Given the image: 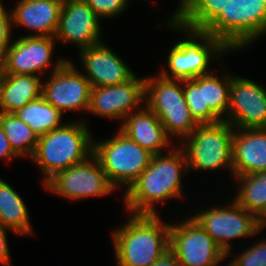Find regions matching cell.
I'll return each instance as SVG.
<instances>
[{"label":"cell","instance_id":"4316f807","mask_svg":"<svg viewBox=\"0 0 266 266\" xmlns=\"http://www.w3.org/2000/svg\"><path fill=\"white\" fill-rule=\"evenodd\" d=\"M218 77L215 73L203 75L204 108H210L222 121L228 122L231 73Z\"/></svg>","mask_w":266,"mask_h":266},{"label":"cell","instance_id":"5bb4252c","mask_svg":"<svg viewBox=\"0 0 266 266\" xmlns=\"http://www.w3.org/2000/svg\"><path fill=\"white\" fill-rule=\"evenodd\" d=\"M228 122L236 129L266 128V89L231 75Z\"/></svg>","mask_w":266,"mask_h":266},{"label":"cell","instance_id":"277c9868","mask_svg":"<svg viewBox=\"0 0 266 266\" xmlns=\"http://www.w3.org/2000/svg\"><path fill=\"white\" fill-rule=\"evenodd\" d=\"M167 25L174 31H183V35L185 33L187 37L170 48L167 61L169 71L162 68L159 73L165 78L184 80L210 74L211 71L209 72L207 67L211 59L230 52L221 40L211 34L188 29L177 21H168Z\"/></svg>","mask_w":266,"mask_h":266},{"label":"cell","instance_id":"e575fe53","mask_svg":"<svg viewBox=\"0 0 266 266\" xmlns=\"http://www.w3.org/2000/svg\"><path fill=\"white\" fill-rule=\"evenodd\" d=\"M256 223L258 230H262V228L266 227V206L261 211V213L256 217Z\"/></svg>","mask_w":266,"mask_h":266},{"label":"cell","instance_id":"83f0119b","mask_svg":"<svg viewBox=\"0 0 266 266\" xmlns=\"http://www.w3.org/2000/svg\"><path fill=\"white\" fill-rule=\"evenodd\" d=\"M184 98L191 115L198 124L222 121L210 108H204L203 75L183 80Z\"/></svg>","mask_w":266,"mask_h":266},{"label":"cell","instance_id":"4fadbf2b","mask_svg":"<svg viewBox=\"0 0 266 266\" xmlns=\"http://www.w3.org/2000/svg\"><path fill=\"white\" fill-rule=\"evenodd\" d=\"M145 103V78L135 74L122 84L91 88L88 112L110 119H123ZM134 109V110H133Z\"/></svg>","mask_w":266,"mask_h":266},{"label":"cell","instance_id":"44dd1931","mask_svg":"<svg viewBox=\"0 0 266 266\" xmlns=\"http://www.w3.org/2000/svg\"><path fill=\"white\" fill-rule=\"evenodd\" d=\"M41 96L42 79L38 75L3 74L0 78V112L2 113H14Z\"/></svg>","mask_w":266,"mask_h":266},{"label":"cell","instance_id":"f546056e","mask_svg":"<svg viewBox=\"0 0 266 266\" xmlns=\"http://www.w3.org/2000/svg\"><path fill=\"white\" fill-rule=\"evenodd\" d=\"M100 18L121 15L127 9L129 0H85Z\"/></svg>","mask_w":266,"mask_h":266},{"label":"cell","instance_id":"8d00e7d4","mask_svg":"<svg viewBox=\"0 0 266 266\" xmlns=\"http://www.w3.org/2000/svg\"><path fill=\"white\" fill-rule=\"evenodd\" d=\"M4 74V61H3V57L0 55V78L3 76Z\"/></svg>","mask_w":266,"mask_h":266},{"label":"cell","instance_id":"8fae6325","mask_svg":"<svg viewBox=\"0 0 266 266\" xmlns=\"http://www.w3.org/2000/svg\"><path fill=\"white\" fill-rule=\"evenodd\" d=\"M228 205L226 208L208 207L205 211H199L192 216L226 255L231 253V243L228 241L239 237H253L259 232L253 214L235 200Z\"/></svg>","mask_w":266,"mask_h":266},{"label":"cell","instance_id":"7a4b0ae2","mask_svg":"<svg viewBox=\"0 0 266 266\" xmlns=\"http://www.w3.org/2000/svg\"><path fill=\"white\" fill-rule=\"evenodd\" d=\"M113 231L117 266H151L169 249L170 225L158 214H132Z\"/></svg>","mask_w":266,"mask_h":266},{"label":"cell","instance_id":"603a6c76","mask_svg":"<svg viewBox=\"0 0 266 266\" xmlns=\"http://www.w3.org/2000/svg\"><path fill=\"white\" fill-rule=\"evenodd\" d=\"M14 114L29 125L38 136L64 125L61 121L63 114L42 96L28 102L25 106L16 110Z\"/></svg>","mask_w":266,"mask_h":266},{"label":"cell","instance_id":"9a60e30c","mask_svg":"<svg viewBox=\"0 0 266 266\" xmlns=\"http://www.w3.org/2000/svg\"><path fill=\"white\" fill-rule=\"evenodd\" d=\"M100 17L85 0H64L55 34L57 42L74 43L80 49L101 43Z\"/></svg>","mask_w":266,"mask_h":266},{"label":"cell","instance_id":"484cf974","mask_svg":"<svg viewBox=\"0 0 266 266\" xmlns=\"http://www.w3.org/2000/svg\"><path fill=\"white\" fill-rule=\"evenodd\" d=\"M0 124L13 151L21 158H31L36 149L39 136L14 113L0 112Z\"/></svg>","mask_w":266,"mask_h":266},{"label":"cell","instance_id":"ba28073f","mask_svg":"<svg viewBox=\"0 0 266 266\" xmlns=\"http://www.w3.org/2000/svg\"><path fill=\"white\" fill-rule=\"evenodd\" d=\"M233 132L234 127L227 121L199 124L181 146L188 170L212 171L226 166L232 175Z\"/></svg>","mask_w":266,"mask_h":266},{"label":"cell","instance_id":"d6986e66","mask_svg":"<svg viewBox=\"0 0 266 266\" xmlns=\"http://www.w3.org/2000/svg\"><path fill=\"white\" fill-rule=\"evenodd\" d=\"M124 118L119 130L152 155L161 154L171 144L159 118L145 104Z\"/></svg>","mask_w":266,"mask_h":266},{"label":"cell","instance_id":"8992f818","mask_svg":"<svg viewBox=\"0 0 266 266\" xmlns=\"http://www.w3.org/2000/svg\"><path fill=\"white\" fill-rule=\"evenodd\" d=\"M144 104L159 118L170 137L177 136L183 141L199 126L185 101L183 80L165 78L160 74L145 77Z\"/></svg>","mask_w":266,"mask_h":266},{"label":"cell","instance_id":"f1b7e54d","mask_svg":"<svg viewBox=\"0 0 266 266\" xmlns=\"http://www.w3.org/2000/svg\"><path fill=\"white\" fill-rule=\"evenodd\" d=\"M229 263L231 266H266V239L239 252Z\"/></svg>","mask_w":266,"mask_h":266},{"label":"cell","instance_id":"4dcf8cb0","mask_svg":"<svg viewBox=\"0 0 266 266\" xmlns=\"http://www.w3.org/2000/svg\"><path fill=\"white\" fill-rule=\"evenodd\" d=\"M0 1V55L4 58L11 44L12 17Z\"/></svg>","mask_w":266,"mask_h":266},{"label":"cell","instance_id":"6da1fadb","mask_svg":"<svg viewBox=\"0 0 266 266\" xmlns=\"http://www.w3.org/2000/svg\"><path fill=\"white\" fill-rule=\"evenodd\" d=\"M166 155H152L148 167L125 191L124 205L130 215L158 214L156 203L163 204L168 199L182 197L184 186L181 179L188 171L185 152L181 147H174Z\"/></svg>","mask_w":266,"mask_h":266},{"label":"cell","instance_id":"ac0fdd59","mask_svg":"<svg viewBox=\"0 0 266 266\" xmlns=\"http://www.w3.org/2000/svg\"><path fill=\"white\" fill-rule=\"evenodd\" d=\"M234 128L233 177L266 171V128Z\"/></svg>","mask_w":266,"mask_h":266},{"label":"cell","instance_id":"d590c367","mask_svg":"<svg viewBox=\"0 0 266 266\" xmlns=\"http://www.w3.org/2000/svg\"><path fill=\"white\" fill-rule=\"evenodd\" d=\"M182 8H183V0H179V6L176 9V11L173 13V15L170 16L169 21H177L180 17L181 12H182Z\"/></svg>","mask_w":266,"mask_h":266},{"label":"cell","instance_id":"5b68a950","mask_svg":"<svg viewBox=\"0 0 266 266\" xmlns=\"http://www.w3.org/2000/svg\"><path fill=\"white\" fill-rule=\"evenodd\" d=\"M203 31L221 40L230 51L244 49L266 33V0H229Z\"/></svg>","mask_w":266,"mask_h":266},{"label":"cell","instance_id":"e0dca14e","mask_svg":"<svg viewBox=\"0 0 266 266\" xmlns=\"http://www.w3.org/2000/svg\"><path fill=\"white\" fill-rule=\"evenodd\" d=\"M106 43L79 49L84 76L92 88L122 84L135 74Z\"/></svg>","mask_w":266,"mask_h":266},{"label":"cell","instance_id":"cb8c5ba5","mask_svg":"<svg viewBox=\"0 0 266 266\" xmlns=\"http://www.w3.org/2000/svg\"><path fill=\"white\" fill-rule=\"evenodd\" d=\"M229 0H183L179 19L182 26L203 31L225 9Z\"/></svg>","mask_w":266,"mask_h":266},{"label":"cell","instance_id":"30bf717a","mask_svg":"<svg viewBox=\"0 0 266 266\" xmlns=\"http://www.w3.org/2000/svg\"><path fill=\"white\" fill-rule=\"evenodd\" d=\"M169 249L181 266H218L227 257L192 217L170 224Z\"/></svg>","mask_w":266,"mask_h":266},{"label":"cell","instance_id":"52a82bcc","mask_svg":"<svg viewBox=\"0 0 266 266\" xmlns=\"http://www.w3.org/2000/svg\"><path fill=\"white\" fill-rule=\"evenodd\" d=\"M108 140L93 142V155L98 159L109 182L117 189L136 181L148 167L152 154L129 139L120 130Z\"/></svg>","mask_w":266,"mask_h":266},{"label":"cell","instance_id":"1f68e13d","mask_svg":"<svg viewBox=\"0 0 266 266\" xmlns=\"http://www.w3.org/2000/svg\"><path fill=\"white\" fill-rule=\"evenodd\" d=\"M5 230L11 231L0 224V264L11 266L10 252Z\"/></svg>","mask_w":266,"mask_h":266},{"label":"cell","instance_id":"9c48e42d","mask_svg":"<svg viewBox=\"0 0 266 266\" xmlns=\"http://www.w3.org/2000/svg\"><path fill=\"white\" fill-rule=\"evenodd\" d=\"M51 69V76L42 83V97L62 114L66 111L88 112L91 85L84 73L69 59L59 58Z\"/></svg>","mask_w":266,"mask_h":266},{"label":"cell","instance_id":"3957f363","mask_svg":"<svg viewBox=\"0 0 266 266\" xmlns=\"http://www.w3.org/2000/svg\"><path fill=\"white\" fill-rule=\"evenodd\" d=\"M87 123L76 120L39 136L31 159L40 168L45 185L60 171L93 155V139Z\"/></svg>","mask_w":266,"mask_h":266},{"label":"cell","instance_id":"7c38bea8","mask_svg":"<svg viewBox=\"0 0 266 266\" xmlns=\"http://www.w3.org/2000/svg\"><path fill=\"white\" fill-rule=\"evenodd\" d=\"M44 187L71 200L102 197L115 191L94 155L60 171Z\"/></svg>","mask_w":266,"mask_h":266},{"label":"cell","instance_id":"2e32d148","mask_svg":"<svg viewBox=\"0 0 266 266\" xmlns=\"http://www.w3.org/2000/svg\"><path fill=\"white\" fill-rule=\"evenodd\" d=\"M57 40L52 36L20 37L11 42L4 58V74L39 76L49 69Z\"/></svg>","mask_w":266,"mask_h":266},{"label":"cell","instance_id":"836d02e7","mask_svg":"<svg viewBox=\"0 0 266 266\" xmlns=\"http://www.w3.org/2000/svg\"><path fill=\"white\" fill-rule=\"evenodd\" d=\"M151 266H181L174 253L168 249L164 254Z\"/></svg>","mask_w":266,"mask_h":266},{"label":"cell","instance_id":"ffe728a7","mask_svg":"<svg viewBox=\"0 0 266 266\" xmlns=\"http://www.w3.org/2000/svg\"><path fill=\"white\" fill-rule=\"evenodd\" d=\"M62 3L61 0H20L11 10L12 24L33 30V36L54 37Z\"/></svg>","mask_w":266,"mask_h":266},{"label":"cell","instance_id":"d4e9b609","mask_svg":"<svg viewBox=\"0 0 266 266\" xmlns=\"http://www.w3.org/2000/svg\"><path fill=\"white\" fill-rule=\"evenodd\" d=\"M234 178L239 190L233 199L257 217L266 206V171Z\"/></svg>","mask_w":266,"mask_h":266},{"label":"cell","instance_id":"7402d4cb","mask_svg":"<svg viewBox=\"0 0 266 266\" xmlns=\"http://www.w3.org/2000/svg\"><path fill=\"white\" fill-rule=\"evenodd\" d=\"M0 224L17 235H31L29 213L23 198L0 178Z\"/></svg>","mask_w":266,"mask_h":266},{"label":"cell","instance_id":"d6a6232c","mask_svg":"<svg viewBox=\"0 0 266 266\" xmlns=\"http://www.w3.org/2000/svg\"><path fill=\"white\" fill-rule=\"evenodd\" d=\"M19 156L13 151L9 140L6 138L3 127L0 124V159H13Z\"/></svg>","mask_w":266,"mask_h":266}]
</instances>
